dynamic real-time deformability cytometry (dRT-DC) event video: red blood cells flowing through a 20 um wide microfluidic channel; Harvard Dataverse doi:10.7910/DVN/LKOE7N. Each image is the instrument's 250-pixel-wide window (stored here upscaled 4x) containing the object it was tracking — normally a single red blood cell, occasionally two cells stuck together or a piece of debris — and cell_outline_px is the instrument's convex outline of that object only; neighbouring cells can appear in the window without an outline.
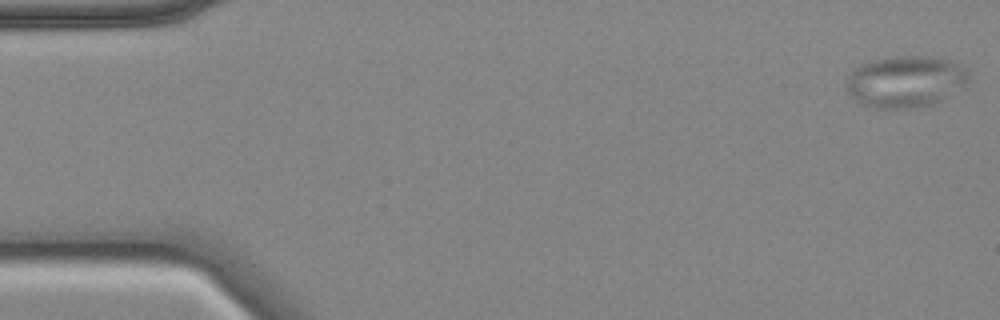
{"species": "common noctule bat (a hibernating species)", "species_latin": "Nyctalus noctula", "temperature_condition": "cold", "stored_images_in_passage": 56, "camera_frame_rate_fps": 3000, "um_per_image_px": 0.085, "animal": {"sex": "female", "body_mass_g": 18.4}, "frame": {"image": 1, "passage_image": 1, "time_ms": 0.0, "image_size_px": [1000, 320], "cell_outline_px": [[968, 80], [964, 84], [940, 100], [932, 104], [916, 108], [872, 108], [856, 100], [844, 88], [844, 84], [848, 76], [860, 64], [876, 60], [896, 56], [928, 56], [944, 60], [968, 68]], "centroid_in_image_um": [76.91, 6.94], "position_along_channel_um": 8.1, "area_um2": 36.3}}
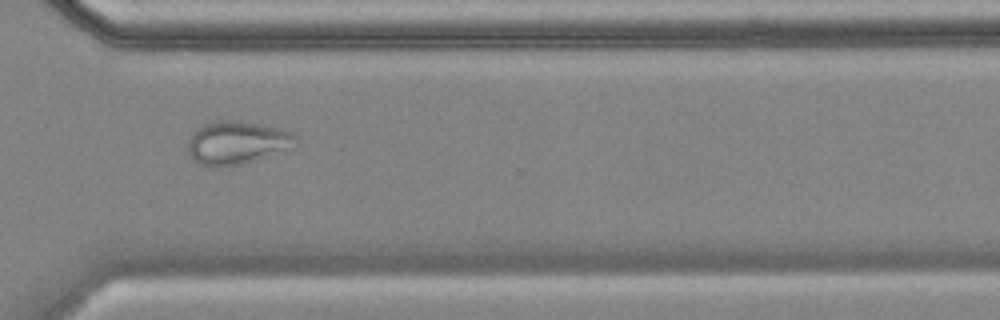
{"frame": {"image": 2, "passage_image": 41, "time_ms": 13.333, "image_size_px": [1000, 320], "cell_outline_px": [[300, 144], [296, 148], [240, 164], [216, 168], [208, 168], [200, 164], [188, 152], [188, 140], [192, 132], [204, 124], [220, 120], [228, 120], [260, 124], [292, 132], [300, 140]], "centroid_in_image_um": [20.19, 12.15], "position_along_channel_um": 350.4, "area_um2": 27.4}}
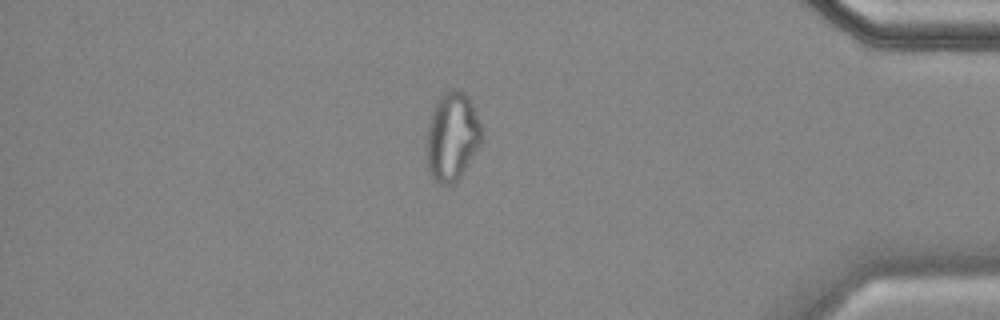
{"frame": {"image": 3, "passage_image": 48, "time_ms": 15.667, "image_size_px": [1000, 320], "cell_outline_px": [[480, 144], [460, 176], [452, 184], [444, 184], [432, 180], [428, 172], [428, 124], [432, 112], [440, 96], [444, 92], [452, 88], [464, 92], [472, 100], [480, 124]], "centroid_in_image_um": [38.43, 11.58], "position_along_channel_um": 396.8, "area_um2": 27.86}, "authors_computed_cell_mechanics": {"area_um2": 29.0445, "velocity_mm_per_s": 3.5092, "shape_relaxation_time_tau1_ms": null, "shape_relaxation_time_tau2_ms": 3.8023, "deformation_change_tau1": null, "deformation_change_tau2": 0.0852}}